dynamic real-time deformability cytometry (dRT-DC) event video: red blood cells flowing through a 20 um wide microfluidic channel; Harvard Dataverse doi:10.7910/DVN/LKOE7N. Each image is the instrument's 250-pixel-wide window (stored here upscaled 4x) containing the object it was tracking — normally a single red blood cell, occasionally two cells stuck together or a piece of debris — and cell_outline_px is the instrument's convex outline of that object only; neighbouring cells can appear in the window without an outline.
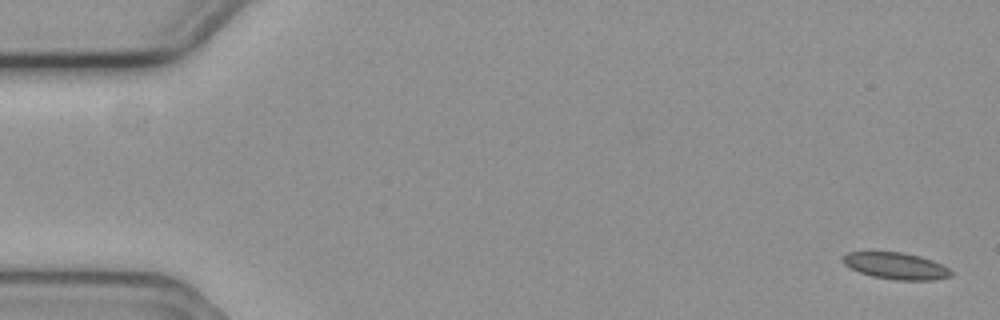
{"species": "common noctule bat (a hibernating species)", "species_latin": "Nyctalus noctula", "temperature_condition": "cold", "stored_images_in_passage": 4, "camera_frame_rate_fps": 3000, "um_per_image_px": 0.085, "animal": {"sex": "female", "body_mass_g": 19.3, "forearm_length_mm": 54.1}, "frame": {"image": 1, "passage_image": 1, "time_ms": 0.0, "image_size_px": [1000, 320], "cell_outline_px": [[952, 276], [932, 280], [896, 280], [872, 276], [860, 272], [844, 264], [840, 260], [840, 256], [848, 252], [868, 248], [904, 252], [920, 256], [932, 260], [948, 268], [952, 272]], "centroid_in_image_um": [76.04, 22.53], "position_along_channel_um": 9.0, "area_um2": 17.63}}